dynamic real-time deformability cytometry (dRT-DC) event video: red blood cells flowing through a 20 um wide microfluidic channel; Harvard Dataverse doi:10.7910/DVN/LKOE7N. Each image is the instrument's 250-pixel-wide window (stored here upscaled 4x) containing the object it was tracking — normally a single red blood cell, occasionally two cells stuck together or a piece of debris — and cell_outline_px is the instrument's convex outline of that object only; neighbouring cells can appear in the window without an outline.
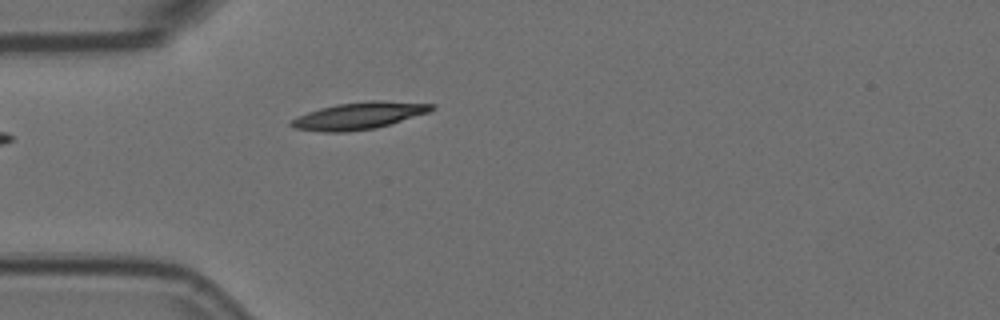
{"species": "Egyptian fruit bat (a non-hibernating species)", "species_latin": "Rousettus aegyptiacus", "temperature_condition": "room temperature", "stored_images_in_passage": 4, "camera_frame_rate_fps": 3000, "um_per_image_px": 0.085, "animal": {"sex": "female"}, "frame": {"image": 1, "passage_image": 4, "time_ms": 1.0, "image_size_px": [1000, 320], "cell_outline_px": [[436, 108], [428, 112], [376, 128], [344, 132], [324, 132], [292, 128], [288, 124], [292, 120], [308, 112], [320, 108], [336, 104], [368, 100], [380, 100], [436, 104]], "centroid_in_image_um": [30.51, 9.83], "position_along_channel_um": 54.5, "area_um2": 22.02}}